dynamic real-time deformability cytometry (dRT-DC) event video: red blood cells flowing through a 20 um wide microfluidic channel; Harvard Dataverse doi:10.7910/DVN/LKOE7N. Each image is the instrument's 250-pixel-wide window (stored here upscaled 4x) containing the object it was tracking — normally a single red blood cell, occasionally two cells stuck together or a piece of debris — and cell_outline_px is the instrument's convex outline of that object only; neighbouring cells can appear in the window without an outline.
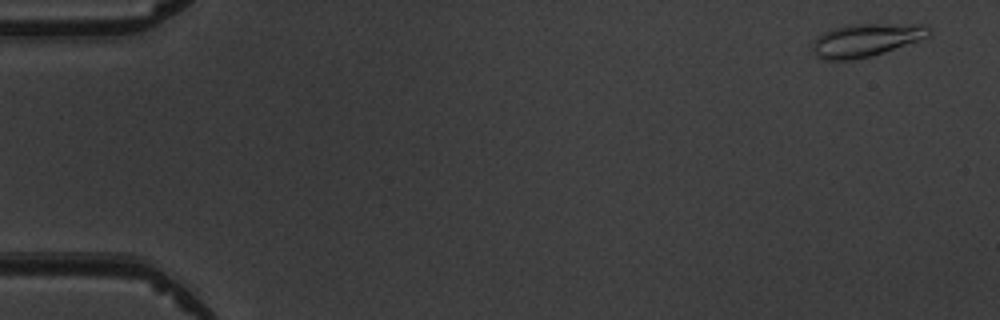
{"species": "common noctule bat (a hibernating species)", "species_latin": "Nyctalus noctula", "temperature_condition": "warm", "stored_images_in_passage": 4, "camera_frame_rate_fps": 3000, "um_per_image_px": 0.085, "animal": {"sex": "male", "body_mass_g": 19.5, "forearm_length_mm": 54.6}, "frame": {"image": 1, "passage_image": 1, "time_ms": 0.0, "image_size_px": [1000, 320], "cell_outline_px": [[932, 32], [928, 36], [884, 52], [852, 60], [824, 60], [816, 56], [812, 48], [812, 40], [816, 36], [832, 28], [852, 24], [924, 24], [932, 28]], "centroid_in_image_um": [73.57, 3.39], "position_along_channel_um": 11.4, "area_um2": 22.37}}
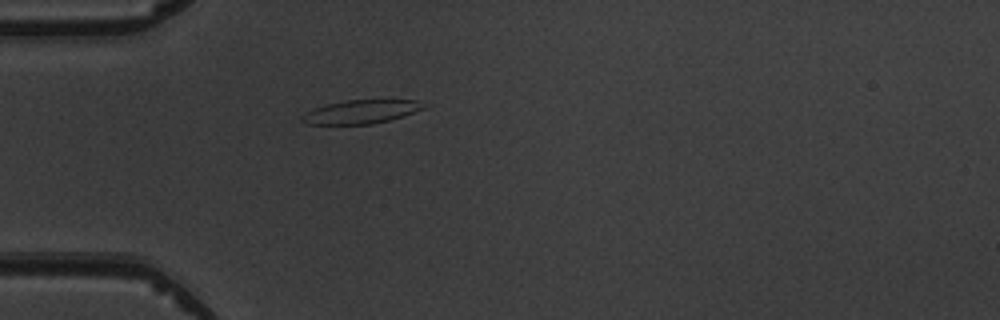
{"frame": {"image": 2, "passage_image": 4, "time_ms": 4.333, "image_size_px": [1000, 320], "cell_outline_px": [[424, 108], [388, 120], [372, 124], [308, 124], [300, 120], [300, 116], [304, 112], [328, 104], [344, 100], [416, 100], [424, 104]], "centroid_in_image_um": [30.61, 9.5], "position_along_channel_um": 54.4, "area_um2": 16.42}}